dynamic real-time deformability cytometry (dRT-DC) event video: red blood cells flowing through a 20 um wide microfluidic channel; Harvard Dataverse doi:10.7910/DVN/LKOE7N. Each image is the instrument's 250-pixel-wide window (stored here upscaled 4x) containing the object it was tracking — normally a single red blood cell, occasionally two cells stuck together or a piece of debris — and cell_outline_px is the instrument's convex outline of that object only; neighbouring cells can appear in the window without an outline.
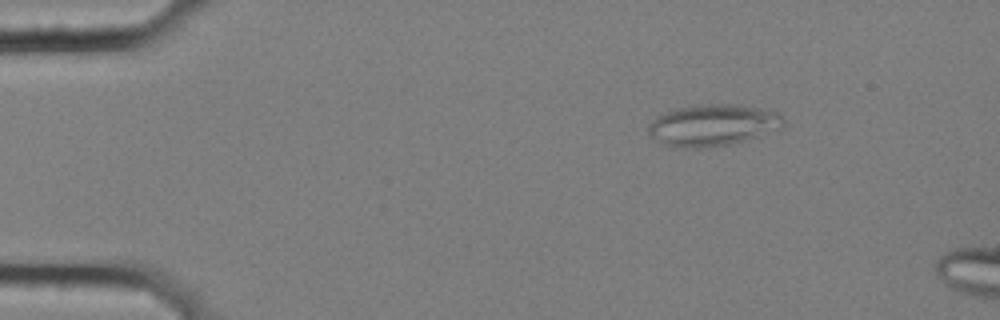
{"species": "common noctule bat (a hibernating species)", "species_latin": "Nyctalus noctula", "temperature_condition": "cold", "stored_images_in_passage": 2, "camera_frame_rate_fps": 3000, "um_per_image_px": 0.085, "animal": {"sex": "female", "body_mass_g": 25.1}, "frame": {"image": 1, "passage_image": 1, "time_ms": 0.0, "image_size_px": [1000, 320], "cell_outline_px": [[784, 128], [744, 140], [728, 144], [708, 148], [684, 148], [660, 144], [648, 132], [648, 124], [660, 116], [676, 108], [696, 104], [740, 104], [760, 108], [776, 112], [784, 120]], "centroid_in_image_um": [60.6, 10.64], "position_along_channel_um": 24.4, "area_um2": 32.71}}